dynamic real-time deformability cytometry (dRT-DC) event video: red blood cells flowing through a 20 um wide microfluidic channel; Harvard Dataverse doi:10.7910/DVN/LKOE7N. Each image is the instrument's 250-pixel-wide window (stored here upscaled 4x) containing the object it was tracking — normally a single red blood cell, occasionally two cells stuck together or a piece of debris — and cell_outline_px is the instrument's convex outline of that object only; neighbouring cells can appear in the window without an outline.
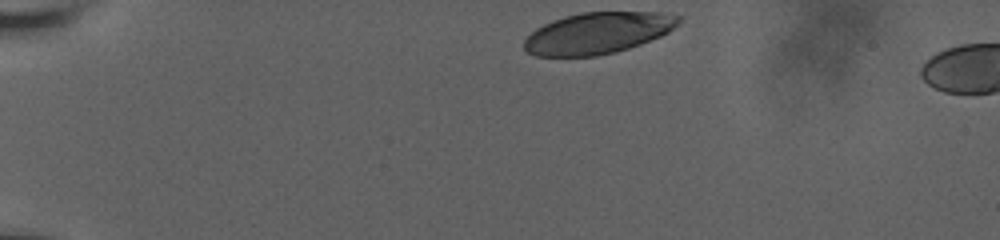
{"species": "human", "species_latin": "Homo sapiens", "temperature_condition": "room temperature", "stored_images_in_passage": 6, "camera_frame_rate_fps": 3000, "um_per_image_px": 0.085, "donor": {"sex": "male"}, "frame": {"image": 1, "passage_image": 1, "time_ms": 0.0, "image_size_px": [1000, 240], "cell_outline_px": [[684, 16], [668, 32], [660, 36], [640, 44], [616, 52], [596, 56], [536, 56], [528, 52], [524, 48], [524, 40], [536, 28], [552, 20], [564, 16], [580, 12], [660, 12]], "centroid_in_image_um": [50.8, 2.8], "position_along_channel_um": 34.2, "area_um2": 37.22}}